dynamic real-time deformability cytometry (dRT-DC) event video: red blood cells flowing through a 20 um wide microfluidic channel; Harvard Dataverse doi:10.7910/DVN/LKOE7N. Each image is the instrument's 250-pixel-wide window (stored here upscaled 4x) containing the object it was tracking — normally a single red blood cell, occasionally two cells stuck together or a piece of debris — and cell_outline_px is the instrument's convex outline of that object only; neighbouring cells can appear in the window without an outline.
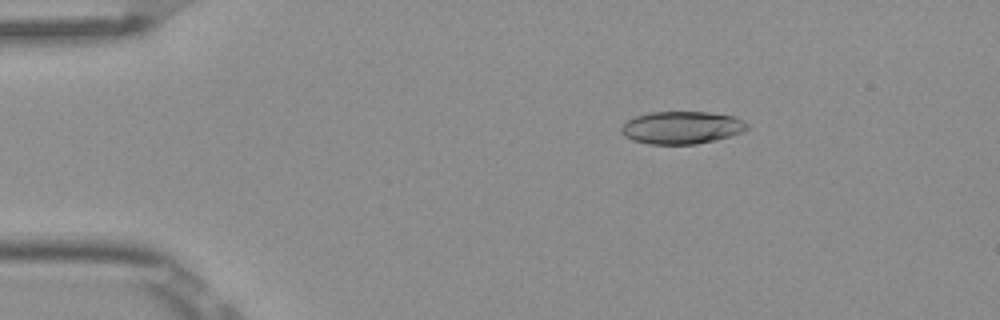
{"species": "Egyptian fruit bat (a non-hibernating species)", "species_latin": "Rousettus aegyptiacus", "temperature_condition": "room temperature", "stored_images_in_passage": 52, "camera_frame_rate_fps": 3000, "um_per_image_px": 0.085, "frame": {"image": 1, "passage_image": 9, "time_ms": 2.667, "image_size_px": [1000, 320], "cell_outline_px": [[748, 128], [744, 132], [732, 136], [716, 140], [696, 144], [648, 144], [632, 140], [624, 136], [620, 132], [620, 128], [628, 120], [636, 116], [652, 112], [708, 112], [732, 116], [748, 124]], "centroid_in_image_um": [57.94, 10.86], "position_along_channel_um": 27.1, "area_um2": 23.93}}
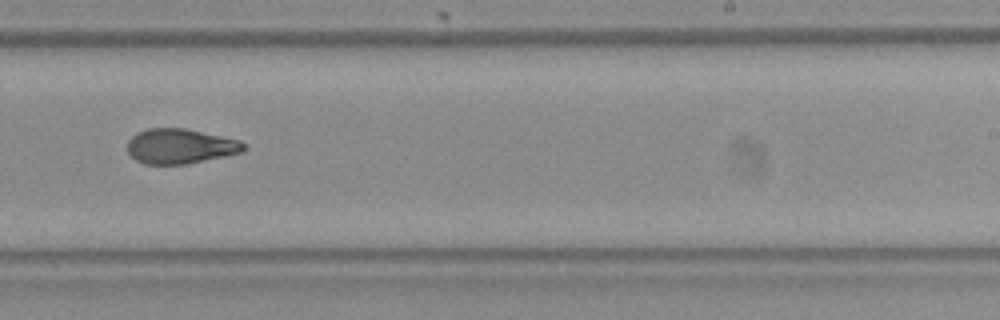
{"frame": {"image": 2, "passage_image": 33, "time_ms": 10.667, "image_size_px": [1000, 320], "cell_outline_px": [[248, 148], [244, 152], [188, 164], [144, 164], [136, 160], [128, 152], [128, 140], [136, 132], [148, 128], [184, 128], [240, 140]], "centroid_in_image_um": [15.33, 12.43], "position_along_channel_um": 273.7, "area_um2": 23.81}}
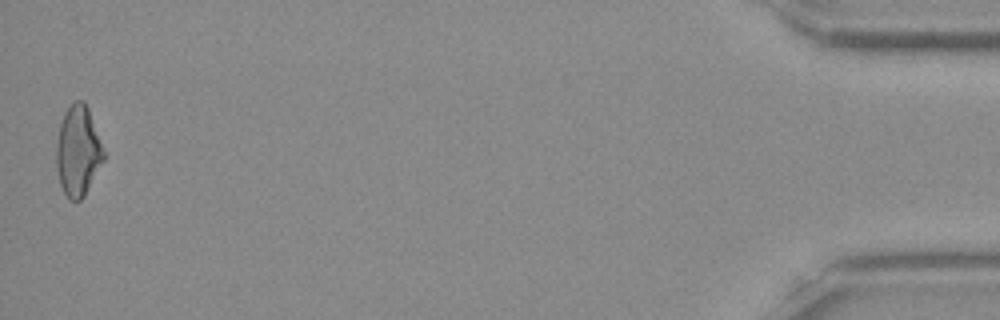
{"frame": {"image": 3, "passage_image": 52, "time_ms": 17.0, "image_size_px": [1000, 320], "cell_outline_px": [[104, 160], [84, 196], [80, 200], [68, 200], [60, 184], [56, 168], [56, 144], [60, 124], [64, 112], [76, 100], [84, 100], [88, 108], [104, 152]], "centroid_in_image_um": [6.61, 12.85], "position_along_channel_um": 428.6, "area_um2": 24.68}, "authors_computed_cell_mechanics": {"area_um2": 24.1604, "velocity_mm_per_s": 3.8922, "shape_relaxation_time_tau1_ms": null, "shape_relaxation_time_tau2_ms": 2.8034, "deformation_change_tau1": null, "deformation_change_tau2": 0.0961}}